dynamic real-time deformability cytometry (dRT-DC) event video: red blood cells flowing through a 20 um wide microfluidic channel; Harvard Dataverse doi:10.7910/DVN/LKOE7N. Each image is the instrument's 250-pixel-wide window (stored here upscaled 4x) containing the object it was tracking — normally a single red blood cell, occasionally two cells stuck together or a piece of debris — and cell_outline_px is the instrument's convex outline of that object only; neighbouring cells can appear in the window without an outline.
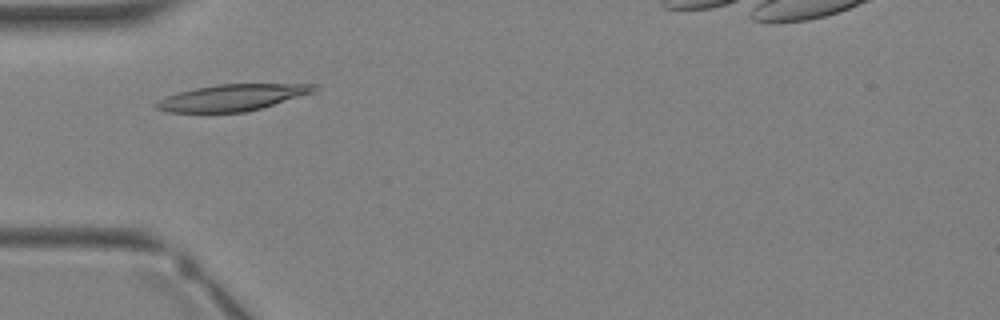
{"species": "Egyptian fruit bat (a non-hibernating species)", "species_latin": "Rousettus aegyptiacus", "temperature_condition": "warm", "stored_images_in_passage": 1, "camera_frame_rate_fps": 3000, "um_per_image_px": 0.085, "animal": {"sex": "female"}, "frame": {"image": 1, "passage_image": 1, "time_ms": 0.0, "image_size_px": [1000, 320], "cell_outline_px": [[320, 88], [312, 92], [260, 108], [244, 112], [168, 112], [156, 108], [152, 104], [168, 96], [180, 92], [196, 88], [216, 84], [320, 84]], "centroid_in_image_um": [19.74, 8.28], "position_along_channel_um": 65.3, "area_um2": 23.93}}